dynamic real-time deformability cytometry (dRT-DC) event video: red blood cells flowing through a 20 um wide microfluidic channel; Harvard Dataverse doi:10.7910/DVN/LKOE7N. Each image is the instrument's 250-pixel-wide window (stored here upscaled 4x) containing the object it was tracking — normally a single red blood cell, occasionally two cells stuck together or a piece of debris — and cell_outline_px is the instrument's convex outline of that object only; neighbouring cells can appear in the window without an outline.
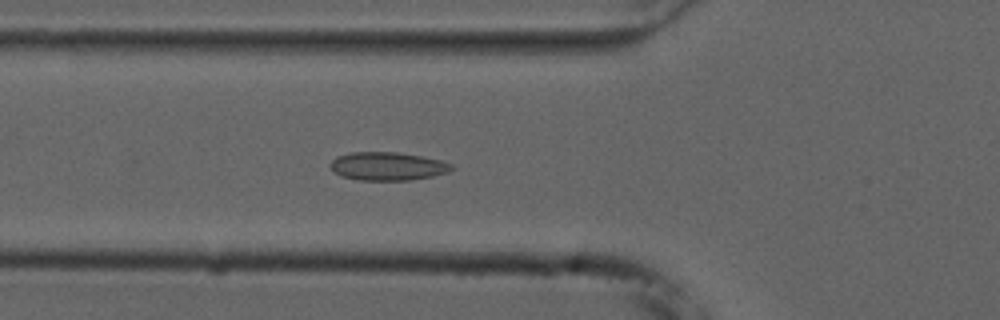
{"species": "common noctule bat (a hibernating species)", "species_latin": "Nyctalus noctula", "temperature_condition": "cold", "stored_images_in_passage": 39, "camera_frame_rate_fps": 3000, "um_per_image_px": 0.085, "animal": {"sex": "male", "forearm_length_mm": 52.5}, "frame": {"image": 1, "passage_image": 10, "time_ms": 3.0, "image_size_px": [1000, 320], "cell_outline_px": [[456, 168], [448, 172], [432, 176], [408, 180], [356, 180], [340, 176], [328, 164], [336, 156], [352, 152], [396, 152], [420, 156], [440, 160], [452, 164]], "centroid_in_image_um": [32.93, 14.13], "position_along_channel_um": 92.9, "area_um2": 20.0}}
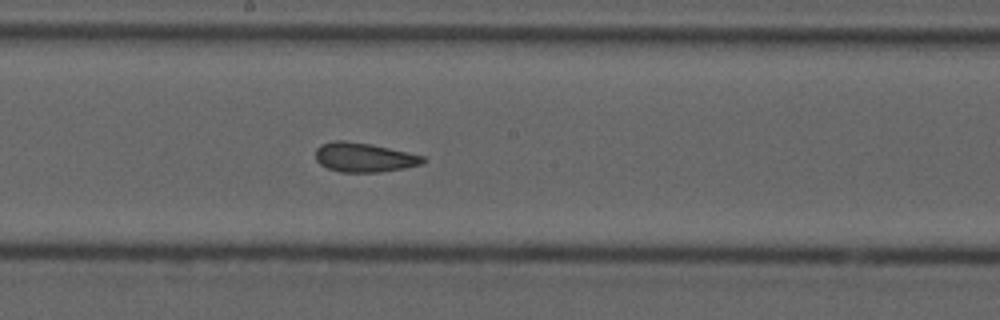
{"frame": {"image": 2, "passage_image": 20, "time_ms": 6.333, "image_size_px": [1000, 320], "cell_outline_px": [[428, 160], [424, 164], [404, 168], [380, 172], [340, 172], [328, 168], [320, 164], [316, 160], [316, 148], [320, 144], [332, 140], [344, 140], [372, 144], [408, 152], [424, 156]], "centroid_in_image_um": [30.96, 13.37], "position_along_channel_um": 217.2, "area_um2": 18.61}}
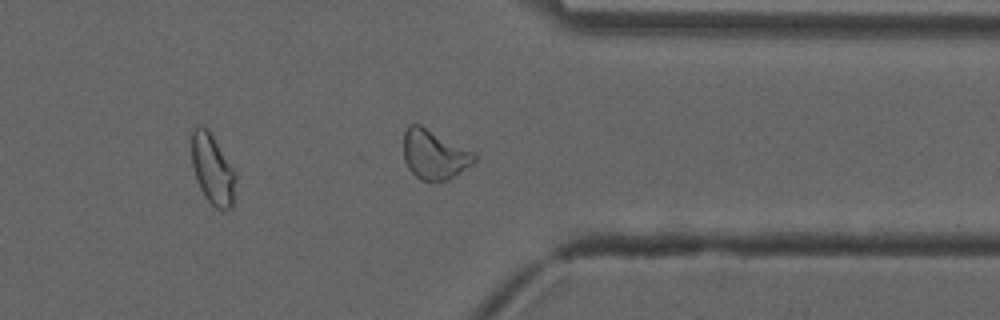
{"frame": {"image": 3, "passage_image": 33, "time_ms": 10.667, "image_size_px": [1000, 320], "cell_outline_px": [[476, 160], [472, 164], [448, 180], [420, 180], [408, 168], [404, 160], [404, 132], [408, 124], [420, 124], [472, 152], [476, 156]], "centroid_in_image_um": [36.88, 13.13], "position_along_channel_um": 374.5, "area_um2": 20.0}, "authors_computed_cell_mechanics": {"area_um2": 19.074, "velocity_mm_per_s": 3.72, "shape_relaxation_time_tau1_ms": null, "shape_relaxation_time_tau2_ms": 2.3148, "deformation_change_tau1": null, "deformation_change_tau2": 0.0756}}